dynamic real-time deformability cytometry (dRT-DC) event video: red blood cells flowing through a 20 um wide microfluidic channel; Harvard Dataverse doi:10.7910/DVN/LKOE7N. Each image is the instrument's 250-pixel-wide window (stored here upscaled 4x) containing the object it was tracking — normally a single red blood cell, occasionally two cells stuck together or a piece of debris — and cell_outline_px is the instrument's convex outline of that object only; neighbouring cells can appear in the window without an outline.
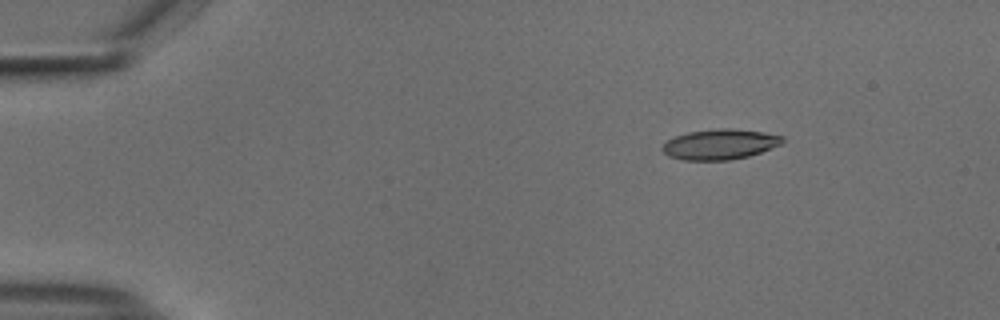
{"species": "common noctule bat (a hibernating species)", "species_latin": "Nyctalus noctula", "temperature_condition": "cold", "stored_images_in_passage": 47, "camera_frame_rate_fps": 3000, "um_per_image_px": 0.085, "animal": {"sex": "male", "body_mass_g": 18.8}, "frame": {"image": 1, "passage_image": 1, "time_ms": 0.0, "image_size_px": [1000, 320], "cell_outline_px": [[784, 144], [748, 156], [728, 160], [684, 160], [668, 156], [660, 148], [668, 140], [676, 136], [688, 132], [716, 128], [732, 128], [764, 132], [784, 136]], "centroid_in_image_um": [61.22, 12.26], "position_along_channel_um": 23.8, "area_um2": 21.33}}
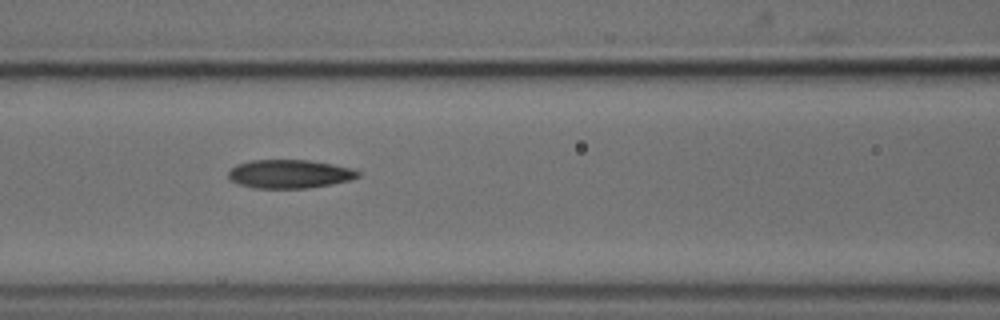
{"frame": {"image": 2, "passage_image": 17, "time_ms": 5.333, "image_size_px": [1000, 320], "cell_outline_px": [[360, 176], [348, 180], [332, 184], [308, 188], [252, 188], [236, 184], [228, 176], [228, 172], [236, 164], [252, 160], [308, 160], [332, 164], [352, 168], [360, 172]], "centroid_in_image_um": [24.59, 14.79], "position_along_channel_um": 142.0, "area_um2": 21.62}}
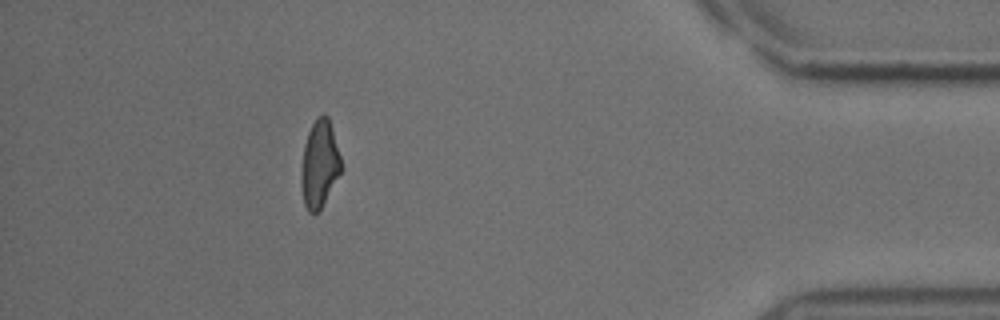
{"frame": {"image": 3, "passage_image": 42, "time_ms": 13.667, "image_size_px": [1000, 320], "cell_outline_px": [[340, 172], [320, 208], [316, 212], [308, 212], [304, 204], [304, 144], [308, 132], [316, 116], [324, 112], [328, 116], [332, 128], [340, 156]], "centroid_in_image_um": [27.19, 13.83], "position_along_channel_um": 408.0, "area_um2": 19.02}, "authors_computed_cell_mechanics": {"area_um2": 21.097, "velocity_mm_per_s": 3.741, "shape_relaxation_time_tau1_ms": 7.4633, "shape_relaxation_time_tau2_ms": 3.7728, "deformation_change_tau1": 0.225, "deformation_change_tau2": 0.1308}}